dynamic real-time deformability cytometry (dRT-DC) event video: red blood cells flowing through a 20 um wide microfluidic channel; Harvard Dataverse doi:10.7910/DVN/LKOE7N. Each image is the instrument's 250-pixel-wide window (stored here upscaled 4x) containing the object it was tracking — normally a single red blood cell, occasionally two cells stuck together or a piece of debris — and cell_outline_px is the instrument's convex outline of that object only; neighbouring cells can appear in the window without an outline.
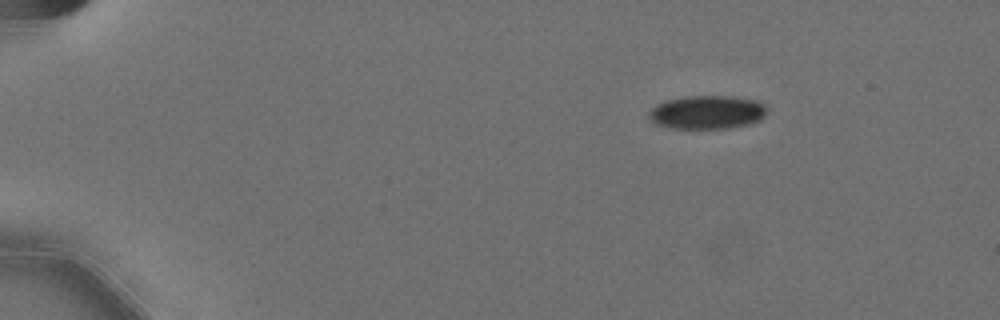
{"species": "Egyptian fruit bat (a non-hibernating species)", "species_latin": "Rousettus aegyptiacus", "temperature_condition": "cold", "stored_images_in_passage": 50, "camera_frame_rate_fps": 3000, "um_per_image_px": 0.085, "animal": {"sex": "female"}, "frame": {"image": 1, "passage_image": 1, "time_ms": 0.0, "image_size_px": [1000, 320], "cell_outline_px": [[768, 108], [764, 116], [760, 120], [748, 124], [728, 128], [668, 128], [656, 124], [648, 116], [648, 112], [656, 104], [668, 100], [684, 96], [736, 96], [756, 100], [768, 104]], "centroid_in_image_um": [60.14, 9.53], "position_along_channel_um": 24.9, "area_um2": 23.29}}
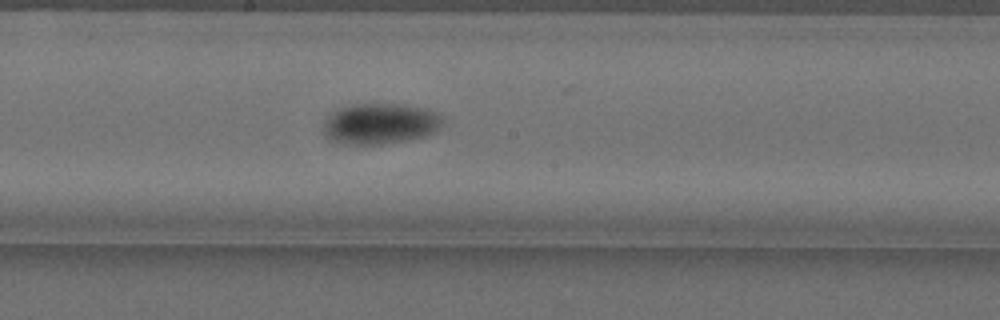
{"frame": {"image": 2, "passage_image": 25, "time_ms": 8.0, "image_size_px": [1000, 320], "cell_outline_px": [[444, 120], [440, 128], [436, 132], [424, 136], [404, 140], [380, 144], [348, 144], [328, 140], [324, 132], [324, 120], [328, 116], [340, 108], [352, 104], [396, 104], [424, 108], [436, 112]], "centroid_in_image_um": [32.31, 10.51], "position_along_channel_um": 215.9, "area_um2": 28.21}}
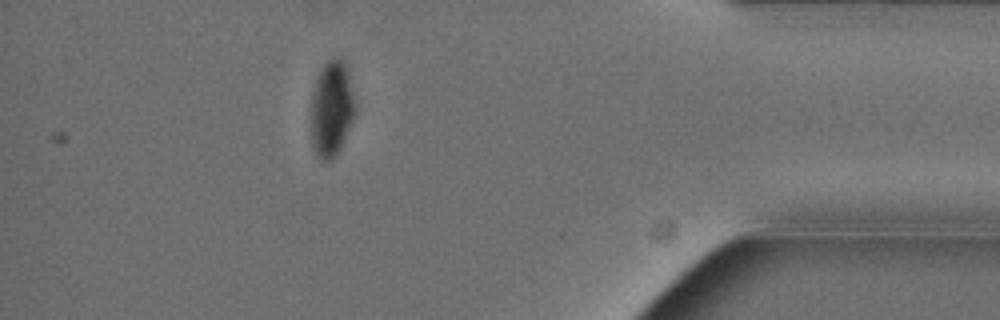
{"frame": {"image": 3, "passage_image": 44, "time_ms": 14.333, "image_size_px": [1000, 320], "cell_outline_px": [[356, 116], [336, 156], [332, 160], [320, 160], [316, 156], [312, 148], [312, 92], [316, 80], [324, 64], [328, 60], [344, 60], [348, 64], [356, 104]], "centroid_in_image_um": [28.23, 9.26], "position_along_channel_um": 407.0, "area_um2": 25.03}, "authors_computed_cell_mechanics": {"area_um2": 25.4898, "velocity_mm_per_s": 3.5769, "shape_relaxation_time_tau1_ms": 5.5659, "shape_relaxation_time_tau2_ms": null, "deformation_change_tau1": 0.1136, "deformation_change_tau2": null}}